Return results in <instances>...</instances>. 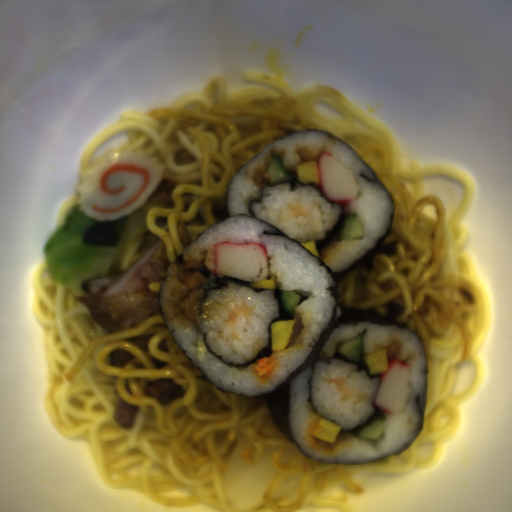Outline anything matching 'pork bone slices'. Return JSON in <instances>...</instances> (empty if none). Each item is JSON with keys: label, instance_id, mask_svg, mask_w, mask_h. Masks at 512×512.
Wrapping results in <instances>:
<instances>
[{"label": "pork bone slices", "instance_id": "1", "mask_svg": "<svg viewBox=\"0 0 512 512\" xmlns=\"http://www.w3.org/2000/svg\"><path fill=\"white\" fill-rule=\"evenodd\" d=\"M170 266L161 239L148 248L130 270L82 280L77 299L85 303L94 322L112 333L139 327L160 313V284Z\"/></svg>", "mask_w": 512, "mask_h": 512}]
</instances>
